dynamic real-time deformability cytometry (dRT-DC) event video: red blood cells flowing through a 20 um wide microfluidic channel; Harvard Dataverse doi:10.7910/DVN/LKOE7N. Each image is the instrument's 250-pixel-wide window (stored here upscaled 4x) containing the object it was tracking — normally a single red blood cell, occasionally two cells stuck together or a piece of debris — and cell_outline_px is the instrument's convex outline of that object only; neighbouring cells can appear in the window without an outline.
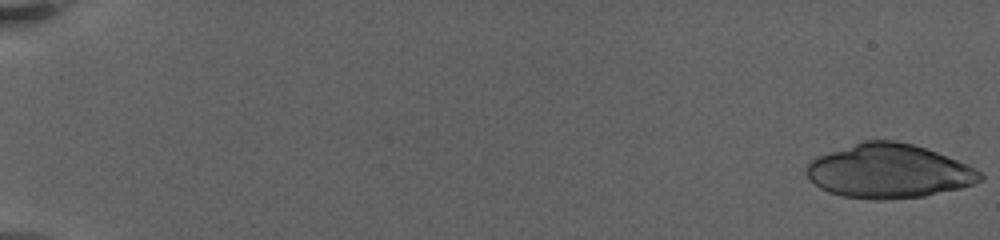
{"species": "human", "species_latin": "Homo sapiens", "temperature_condition": "warm", "stored_images_in_passage": 33, "camera_frame_rate_fps": 3000, "um_per_image_px": 0.085, "donor": {"sex": "female"}, "frame": {"image": 1, "passage_image": 1, "time_ms": 0.0, "image_size_px": [1000, 240], "cell_outline_px": [[984, 180], [960, 188], [924, 196], [884, 200], [872, 200], [844, 196], [828, 192], [820, 188], [804, 172], [808, 164], [816, 156], [864, 140], [896, 140], [912, 144], [936, 152], [968, 164], [980, 172], [984, 176]], "centroid_in_image_um": [75.55, 14.55], "position_along_channel_um": 9.5, "area_um2": 54.68}}